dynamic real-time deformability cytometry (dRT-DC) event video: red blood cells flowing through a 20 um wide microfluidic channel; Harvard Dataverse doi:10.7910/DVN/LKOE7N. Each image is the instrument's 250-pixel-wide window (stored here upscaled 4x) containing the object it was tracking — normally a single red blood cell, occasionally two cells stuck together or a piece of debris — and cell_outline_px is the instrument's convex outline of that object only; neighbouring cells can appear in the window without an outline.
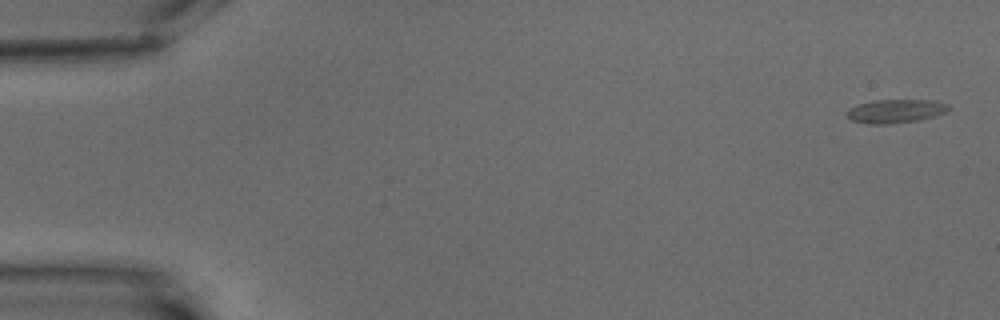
{"species": "common noctule bat (a hibernating species)", "species_latin": "Nyctalus noctula", "temperature_condition": "warm", "stored_images_in_passage": 5, "camera_frame_rate_fps": 3000, "um_per_image_px": 0.085, "animal": {"sex": "male", "body_mass_g": 15.6}, "frame": {"image": 1, "passage_image": 1, "time_ms": 0.0, "image_size_px": [1000, 320], "cell_outline_px": [[948, 108], [944, 112], [936, 116], [916, 120], [884, 124], [868, 124], [852, 120], [844, 116], [844, 112], [848, 108], [856, 104], [872, 100], [936, 100], [948, 104]], "centroid_in_image_um": [76.03, 9.43], "position_along_channel_um": 9.0, "area_um2": 14.1}}
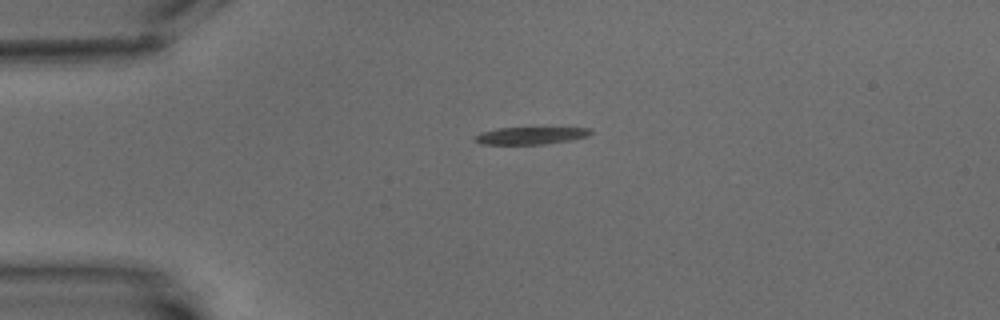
{"frame": {"image": 2, "passage_image": 4, "time_ms": 4.333, "image_size_px": [1000, 320], "cell_outline_px": [[592, 132], [588, 136], [572, 140], [544, 144], [480, 144], [472, 136], [480, 132], [496, 128], [588, 128]], "centroid_in_image_um": [45.05, 11.53], "position_along_channel_um": 39.9, "area_um2": 11.62}}